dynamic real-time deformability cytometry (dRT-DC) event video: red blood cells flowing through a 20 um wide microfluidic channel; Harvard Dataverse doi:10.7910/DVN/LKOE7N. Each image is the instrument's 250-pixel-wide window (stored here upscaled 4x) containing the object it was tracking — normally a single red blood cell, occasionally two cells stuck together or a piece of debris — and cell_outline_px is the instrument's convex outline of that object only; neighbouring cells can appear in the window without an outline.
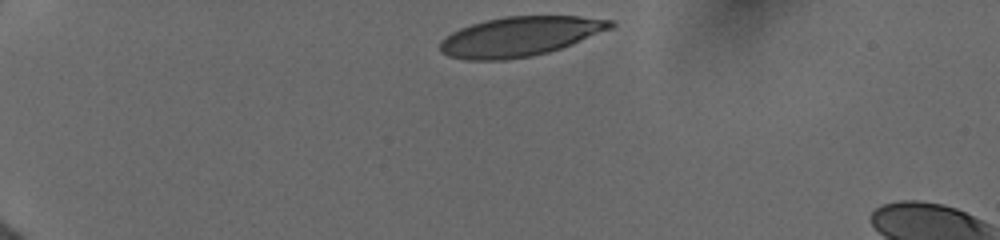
{"species": "human", "species_latin": "Homo sapiens", "temperature_condition": "cold", "stored_images_in_passage": 6, "camera_frame_rate_fps": 3000, "um_per_image_px": 0.085, "donor": {"sex": "female"}, "frame": {"image": 1, "passage_image": 1, "time_ms": 0.0, "image_size_px": [1000, 240], "cell_outline_px": [[616, 24], [612, 28], [572, 44], [548, 52], [528, 56], [504, 60], [464, 60], [448, 56], [440, 52], [440, 40], [444, 36], [460, 28], [472, 24], [504, 16], [580, 16], [616, 20]], "centroid_in_image_um": [44.19, 3.09], "position_along_channel_um": 40.8, "area_um2": 39.36}}